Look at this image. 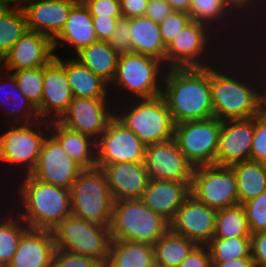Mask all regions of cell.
<instances>
[{"label": "cell", "instance_id": "obj_1", "mask_svg": "<svg viewBox=\"0 0 266 267\" xmlns=\"http://www.w3.org/2000/svg\"><path fill=\"white\" fill-rule=\"evenodd\" d=\"M210 87L214 117L220 121L259 115L262 79L254 60L243 48H231L210 65Z\"/></svg>", "mask_w": 266, "mask_h": 267}, {"label": "cell", "instance_id": "obj_2", "mask_svg": "<svg viewBox=\"0 0 266 267\" xmlns=\"http://www.w3.org/2000/svg\"><path fill=\"white\" fill-rule=\"evenodd\" d=\"M11 182L2 192L9 199V207L29 228L52 231L71 215L70 189L43 182L30 174Z\"/></svg>", "mask_w": 266, "mask_h": 267}, {"label": "cell", "instance_id": "obj_3", "mask_svg": "<svg viewBox=\"0 0 266 267\" xmlns=\"http://www.w3.org/2000/svg\"><path fill=\"white\" fill-rule=\"evenodd\" d=\"M162 96L175 124L214 117L210 66L167 69Z\"/></svg>", "mask_w": 266, "mask_h": 267}, {"label": "cell", "instance_id": "obj_4", "mask_svg": "<svg viewBox=\"0 0 266 267\" xmlns=\"http://www.w3.org/2000/svg\"><path fill=\"white\" fill-rule=\"evenodd\" d=\"M3 125L4 131L0 127V165L3 168L0 167V188L3 186L1 191L6 189V185H10L11 180L31 174L37 165L44 139L50 132L48 120Z\"/></svg>", "mask_w": 266, "mask_h": 267}, {"label": "cell", "instance_id": "obj_5", "mask_svg": "<svg viewBox=\"0 0 266 267\" xmlns=\"http://www.w3.org/2000/svg\"><path fill=\"white\" fill-rule=\"evenodd\" d=\"M167 67L155 58L138 53L120 54L115 76L109 84L115 103L162 95Z\"/></svg>", "mask_w": 266, "mask_h": 267}, {"label": "cell", "instance_id": "obj_6", "mask_svg": "<svg viewBox=\"0 0 266 267\" xmlns=\"http://www.w3.org/2000/svg\"><path fill=\"white\" fill-rule=\"evenodd\" d=\"M231 48L209 25L191 21L166 47V67H209L217 63Z\"/></svg>", "mask_w": 266, "mask_h": 267}, {"label": "cell", "instance_id": "obj_7", "mask_svg": "<svg viewBox=\"0 0 266 267\" xmlns=\"http://www.w3.org/2000/svg\"><path fill=\"white\" fill-rule=\"evenodd\" d=\"M115 117L146 146L174 138L175 123L162 95L115 103Z\"/></svg>", "mask_w": 266, "mask_h": 267}, {"label": "cell", "instance_id": "obj_8", "mask_svg": "<svg viewBox=\"0 0 266 267\" xmlns=\"http://www.w3.org/2000/svg\"><path fill=\"white\" fill-rule=\"evenodd\" d=\"M169 229L170 222L141 199L113 202L109 225L111 239L154 245Z\"/></svg>", "mask_w": 266, "mask_h": 267}, {"label": "cell", "instance_id": "obj_9", "mask_svg": "<svg viewBox=\"0 0 266 267\" xmlns=\"http://www.w3.org/2000/svg\"><path fill=\"white\" fill-rule=\"evenodd\" d=\"M71 214L85 221L110 225L113 198L100 168L84 169L71 189Z\"/></svg>", "mask_w": 266, "mask_h": 267}, {"label": "cell", "instance_id": "obj_10", "mask_svg": "<svg viewBox=\"0 0 266 267\" xmlns=\"http://www.w3.org/2000/svg\"><path fill=\"white\" fill-rule=\"evenodd\" d=\"M52 233L57 249L93 257L106 265L111 242L109 226L85 221L71 214Z\"/></svg>", "mask_w": 266, "mask_h": 267}, {"label": "cell", "instance_id": "obj_11", "mask_svg": "<svg viewBox=\"0 0 266 267\" xmlns=\"http://www.w3.org/2000/svg\"><path fill=\"white\" fill-rule=\"evenodd\" d=\"M221 121L216 117L175 124L174 139L194 166L215 165Z\"/></svg>", "mask_w": 266, "mask_h": 267}, {"label": "cell", "instance_id": "obj_12", "mask_svg": "<svg viewBox=\"0 0 266 267\" xmlns=\"http://www.w3.org/2000/svg\"><path fill=\"white\" fill-rule=\"evenodd\" d=\"M191 194L217 211L237 205L238 186L233 169L219 165L194 167Z\"/></svg>", "mask_w": 266, "mask_h": 267}, {"label": "cell", "instance_id": "obj_13", "mask_svg": "<svg viewBox=\"0 0 266 267\" xmlns=\"http://www.w3.org/2000/svg\"><path fill=\"white\" fill-rule=\"evenodd\" d=\"M114 117L115 102L112 98L73 97L57 121L97 141Z\"/></svg>", "mask_w": 266, "mask_h": 267}, {"label": "cell", "instance_id": "obj_14", "mask_svg": "<svg viewBox=\"0 0 266 267\" xmlns=\"http://www.w3.org/2000/svg\"><path fill=\"white\" fill-rule=\"evenodd\" d=\"M146 145L114 117L96 141V166L144 162Z\"/></svg>", "mask_w": 266, "mask_h": 267}, {"label": "cell", "instance_id": "obj_15", "mask_svg": "<svg viewBox=\"0 0 266 267\" xmlns=\"http://www.w3.org/2000/svg\"><path fill=\"white\" fill-rule=\"evenodd\" d=\"M83 170L49 132L44 139L37 165L30 175L43 182L71 189Z\"/></svg>", "mask_w": 266, "mask_h": 267}, {"label": "cell", "instance_id": "obj_16", "mask_svg": "<svg viewBox=\"0 0 266 267\" xmlns=\"http://www.w3.org/2000/svg\"><path fill=\"white\" fill-rule=\"evenodd\" d=\"M144 164L150 179L180 181L192 185L194 166L186 159L174 138L147 145Z\"/></svg>", "mask_w": 266, "mask_h": 267}, {"label": "cell", "instance_id": "obj_17", "mask_svg": "<svg viewBox=\"0 0 266 267\" xmlns=\"http://www.w3.org/2000/svg\"><path fill=\"white\" fill-rule=\"evenodd\" d=\"M189 15L192 21L209 25L232 48H242L248 40L250 31L221 0H191Z\"/></svg>", "mask_w": 266, "mask_h": 267}, {"label": "cell", "instance_id": "obj_18", "mask_svg": "<svg viewBox=\"0 0 266 267\" xmlns=\"http://www.w3.org/2000/svg\"><path fill=\"white\" fill-rule=\"evenodd\" d=\"M217 210L190 194L170 221V229L197 245H206L215 232Z\"/></svg>", "mask_w": 266, "mask_h": 267}, {"label": "cell", "instance_id": "obj_19", "mask_svg": "<svg viewBox=\"0 0 266 267\" xmlns=\"http://www.w3.org/2000/svg\"><path fill=\"white\" fill-rule=\"evenodd\" d=\"M254 117L221 121L215 165L232 166L251 160Z\"/></svg>", "mask_w": 266, "mask_h": 267}, {"label": "cell", "instance_id": "obj_20", "mask_svg": "<svg viewBox=\"0 0 266 267\" xmlns=\"http://www.w3.org/2000/svg\"><path fill=\"white\" fill-rule=\"evenodd\" d=\"M55 57L53 40L39 32L28 30L0 61L9 72L44 67Z\"/></svg>", "mask_w": 266, "mask_h": 267}, {"label": "cell", "instance_id": "obj_21", "mask_svg": "<svg viewBox=\"0 0 266 267\" xmlns=\"http://www.w3.org/2000/svg\"><path fill=\"white\" fill-rule=\"evenodd\" d=\"M22 7L28 30L52 40L62 31L72 8L80 0H17Z\"/></svg>", "mask_w": 266, "mask_h": 267}, {"label": "cell", "instance_id": "obj_22", "mask_svg": "<svg viewBox=\"0 0 266 267\" xmlns=\"http://www.w3.org/2000/svg\"><path fill=\"white\" fill-rule=\"evenodd\" d=\"M64 66L54 57L44 66V88L38 114L41 120H58L73 99Z\"/></svg>", "mask_w": 266, "mask_h": 267}, {"label": "cell", "instance_id": "obj_23", "mask_svg": "<svg viewBox=\"0 0 266 267\" xmlns=\"http://www.w3.org/2000/svg\"><path fill=\"white\" fill-rule=\"evenodd\" d=\"M96 41H98V39L92 15L89 9L80 0L70 11L62 31L53 39L55 55L63 56L65 52H67V54H65L67 57H74L86 46ZM59 48H62V50L59 51Z\"/></svg>", "mask_w": 266, "mask_h": 267}, {"label": "cell", "instance_id": "obj_24", "mask_svg": "<svg viewBox=\"0 0 266 267\" xmlns=\"http://www.w3.org/2000/svg\"><path fill=\"white\" fill-rule=\"evenodd\" d=\"M96 167L104 172L114 201L142 198L150 179L144 162H121Z\"/></svg>", "mask_w": 266, "mask_h": 267}, {"label": "cell", "instance_id": "obj_25", "mask_svg": "<svg viewBox=\"0 0 266 267\" xmlns=\"http://www.w3.org/2000/svg\"><path fill=\"white\" fill-rule=\"evenodd\" d=\"M0 110L2 124H28L40 119L38 110L23 95L12 72L0 66ZM0 111V112H1ZM5 121V122H4ZM4 122V123H3Z\"/></svg>", "mask_w": 266, "mask_h": 267}, {"label": "cell", "instance_id": "obj_26", "mask_svg": "<svg viewBox=\"0 0 266 267\" xmlns=\"http://www.w3.org/2000/svg\"><path fill=\"white\" fill-rule=\"evenodd\" d=\"M55 250L52 231L28 228L7 267H51Z\"/></svg>", "mask_w": 266, "mask_h": 267}, {"label": "cell", "instance_id": "obj_27", "mask_svg": "<svg viewBox=\"0 0 266 267\" xmlns=\"http://www.w3.org/2000/svg\"><path fill=\"white\" fill-rule=\"evenodd\" d=\"M190 194L187 182L149 179L141 200L170 222Z\"/></svg>", "mask_w": 266, "mask_h": 267}, {"label": "cell", "instance_id": "obj_28", "mask_svg": "<svg viewBox=\"0 0 266 267\" xmlns=\"http://www.w3.org/2000/svg\"><path fill=\"white\" fill-rule=\"evenodd\" d=\"M64 66L74 97L112 98L109 84L74 57L55 55Z\"/></svg>", "mask_w": 266, "mask_h": 267}, {"label": "cell", "instance_id": "obj_29", "mask_svg": "<svg viewBox=\"0 0 266 267\" xmlns=\"http://www.w3.org/2000/svg\"><path fill=\"white\" fill-rule=\"evenodd\" d=\"M50 133L60 142L66 153L83 169L96 168V141L73 131L57 120L50 121Z\"/></svg>", "mask_w": 266, "mask_h": 267}, {"label": "cell", "instance_id": "obj_30", "mask_svg": "<svg viewBox=\"0 0 266 267\" xmlns=\"http://www.w3.org/2000/svg\"><path fill=\"white\" fill-rule=\"evenodd\" d=\"M132 52L155 58L166 66V46L161 38L160 25L141 16L130 19Z\"/></svg>", "mask_w": 266, "mask_h": 267}, {"label": "cell", "instance_id": "obj_31", "mask_svg": "<svg viewBox=\"0 0 266 267\" xmlns=\"http://www.w3.org/2000/svg\"><path fill=\"white\" fill-rule=\"evenodd\" d=\"M154 262L153 245L111 239L104 267H152Z\"/></svg>", "mask_w": 266, "mask_h": 267}, {"label": "cell", "instance_id": "obj_32", "mask_svg": "<svg viewBox=\"0 0 266 267\" xmlns=\"http://www.w3.org/2000/svg\"><path fill=\"white\" fill-rule=\"evenodd\" d=\"M119 53L107 41H96L78 52L74 58L110 84L115 76Z\"/></svg>", "mask_w": 266, "mask_h": 267}, {"label": "cell", "instance_id": "obj_33", "mask_svg": "<svg viewBox=\"0 0 266 267\" xmlns=\"http://www.w3.org/2000/svg\"><path fill=\"white\" fill-rule=\"evenodd\" d=\"M237 179L238 204L266 191V164L247 160L230 166Z\"/></svg>", "mask_w": 266, "mask_h": 267}, {"label": "cell", "instance_id": "obj_34", "mask_svg": "<svg viewBox=\"0 0 266 267\" xmlns=\"http://www.w3.org/2000/svg\"><path fill=\"white\" fill-rule=\"evenodd\" d=\"M27 31L26 15L17 0L0 6V61Z\"/></svg>", "mask_w": 266, "mask_h": 267}, {"label": "cell", "instance_id": "obj_35", "mask_svg": "<svg viewBox=\"0 0 266 267\" xmlns=\"http://www.w3.org/2000/svg\"><path fill=\"white\" fill-rule=\"evenodd\" d=\"M197 244L169 229L154 245L155 262L179 267Z\"/></svg>", "mask_w": 266, "mask_h": 267}, {"label": "cell", "instance_id": "obj_36", "mask_svg": "<svg viewBox=\"0 0 266 267\" xmlns=\"http://www.w3.org/2000/svg\"><path fill=\"white\" fill-rule=\"evenodd\" d=\"M28 225L9 207L0 216V267H7Z\"/></svg>", "mask_w": 266, "mask_h": 267}, {"label": "cell", "instance_id": "obj_37", "mask_svg": "<svg viewBox=\"0 0 266 267\" xmlns=\"http://www.w3.org/2000/svg\"><path fill=\"white\" fill-rule=\"evenodd\" d=\"M251 237L246 214L242 204L217 211L213 238Z\"/></svg>", "mask_w": 266, "mask_h": 267}, {"label": "cell", "instance_id": "obj_38", "mask_svg": "<svg viewBox=\"0 0 266 267\" xmlns=\"http://www.w3.org/2000/svg\"><path fill=\"white\" fill-rule=\"evenodd\" d=\"M212 262L251 256V237L212 238L207 244Z\"/></svg>", "mask_w": 266, "mask_h": 267}, {"label": "cell", "instance_id": "obj_39", "mask_svg": "<svg viewBox=\"0 0 266 267\" xmlns=\"http://www.w3.org/2000/svg\"><path fill=\"white\" fill-rule=\"evenodd\" d=\"M23 95L38 110L44 88V67L21 69L12 72Z\"/></svg>", "mask_w": 266, "mask_h": 267}, {"label": "cell", "instance_id": "obj_40", "mask_svg": "<svg viewBox=\"0 0 266 267\" xmlns=\"http://www.w3.org/2000/svg\"><path fill=\"white\" fill-rule=\"evenodd\" d=\"M228 10L249 30H259L258 0H221Z\"/></svg>", "mask_w": 266, "mask_h": 267}, {"label": "cell", "instance_id": "obj_41", "mask_svg": "<svg viewBox=\"0 0 266 267\" xmlns=\"http://www.w3.org/2000/svg\"><path fill=\"white\" fill-rule=\"evenodd\" d=\"M242 48L257 65L262 79L261 89H266V36L258 30L250 31L248 40Z\"/></svg>", "mask_w": 266, "mask_h": 267}, {"label": "cell", "instance_id": "obj_42", "mask_svg": "<svg viewBox=\"0 0 266 267\" xmlns=\"http://www.w3.org/2000/svg\"><path fill=\"white\" fill-rule=\"evenodd\" d=\"M251 234L266 231V191L242 204Z\"/></svg>", "mask_w": 266, "mask_h": 267}, {"label": "cell", "instance_id": "obj_43", "mask_svg": "<svg viewBox=\"0 0 266 267\" xmlns=\"http://www.w3.org/2000/svg\"><path fill=\"white\" fill-rule=\"evenodd\" d=\"M192 21L189 13L182 11L171 12L159 25L161 38L167 47L174 38Z\"/></svg>", "mask_w": 266, "mask_h": 267}, {"label": "cell", "instance_id": "obj_44", "mask_svg": "<svg viewBox=\"0 0 266 267\" xmlns=\"http://www.w3.org/2000/svg\"><path fill=\"white\" fill-rule=\"evenodd\" d=\"M51 267H104V265L93 257L56 248Z\"/></svg>", "mask_w": 266, "mask_h": 267}, {"label": "cell", "instance_id": "obj_45", "mask_svg": "<svg viewBox=\"0 0 266 267\" xmlns=\"http://www.w3.org/2000/svg\"><path fill=\"white\" fill-rule=\"evenodd\" d=\"M130 19L120 18L116 25V30L111 35L108 44L112 50L119 54L132 53Z\"/></svg>", "mask_w": 266, "mask_h": 267}, {"label": "cell", "instance_id": "obj_46", "mask_svg": "<svg viewBox=\"0 0 266 267\" xmlns=\"http://www.w3.org/2000/svg\"><path fill=\"white\" fill-rule=\"evenodd\" d=\"M251 160L266 164V121L259 115L254 116Z\"/></svg>", "mask_w": 266, "mask_h": 267}, {"label": "cell", "instance_id": "obj_47", "mask_svg": "<svg viewBox=\"0 0 266 267\" xmlns=\"http://www.w3.org/2000/svg\"><path fill=\"white\" fill-rule=\"evenodd\" d=\"M92 17H122L120 0H81Z\"/></svg>", "mask_w": 266, "mask_h": 267}, {"label": "cell", "instance_id": "obj_48", "mask_svg": "<svg viewBox=\"0 0 266 267\" xmlns=\"http://www.w3.org/2000/svg\"><path fill=\"white\" fill-rule=\"evenodd\" d=\"M179 267H212L207 245H196Z\"/></svg>", "mask_w": 266, "mask_h": 267}, {"label": "cell", "instance_id": "obj_49", "mask_svg": "<svg viewBox=\"0 0 266 267\" xmlns=\"http://www.w3.org/2000/svg\"><path fill=\"white\" fill-rule=\"evenodd\" d=\"M251 256L254 267H266V231L251 234Z\"/></svg>", "mask_w": 266, "mask_h": 267}, {"label": "cell", "instance_id": "obj_50", "mask_svg": "<svg viewBox=\"0 0 266 267\" xmlns=\"http://www.w3.org/2000/svg\"><path fill=\"white\" fill-rule=\"evenodd\" d=\"M122 17H92L98 41H109Z\"/></svg>", "mask_w": 266, "mask_h": 267}, {"label": "cell", "instance_id": "obj_51", "mask_svg": "<svg viewBox=\"0 0 266 267\" xmlns=\"http://www.w3.org/2000/svg\"><path fill=\"white\" fill-rule=\"evenodd\" d=\"M171 12V6L164 0H148L144 16L160 24Z\"/></svg>", "mask_w": 266, "mask_h": 267}, {"label": "cell", "instance_id": "obj_52", "mask_svg": "<svg viewBox=\"0 0 266 267\" xmlns=\"http://www.w3.org/2000/svg\"><path fill=\"white\" fill-rule=\"evenodd\" d=\"M148 0H120L123 18H136L145 15Z\"/></svg>", "mask_w": 266, "mask_h": 267}, {"label": "cell", "instance_id": "obj_53", "mask_svg": "<svg viewBox=\"0 0 266 267\" xmlns=\"http://www.w3.org/2000/svg\"><path fill=\"white\" fill-rule=\"evenodd\" d=\"M212 267H254V263L252 257H243L226 262H212Z\"/></svg>", "mask_w": 266, "mask_h": 267}, {"label": "cell", "instance_id": "obj_54", "mask_svg": "<svg viewBox=\"0 0 266 267\" xmlns=\"http://www.w3.org/2000/svg\"><path fill=\"white\" fill-rule=\"evenodd\" d=\"M169 4L173 11H182L189 13L191 7V0H164Z\"/></svg>", "mask_w": 266, "mask_h": 267}, {"label": "cell", "instance_id": "obj_55", "mask_svg": "<svg viewBox=\"0 0 266 267\" xmlns=\"http://www.w3.org/2000/svg\"><path fill=\"white\" fill-rule=\"evenodd\" d=\"M259 116L266 121V89H261L260 91Z\"/></svg>", "mask_w": 266, "mask_h": 267}, {"label": "cell", "instance_id": "obj_56", "mask_svg": "<svg viewBox=\"0 0 266 267\" xmlns=\"http://www.w3.org/2000/svg\"><path fill=\"white\" fill-rule=\"evenodd\" d=\"M258 7H259V28H261L266 19V0H258Z\"/></svg>", "mask_w": 266, "mask_h": 267}, {"label": "cell", "instance_id": "obj_57", "mask_svg": "<svg viewBox=\"0 0 266 267\" xmlns=\"http://www.w3.org/2000/svg\"><path fill=\"white\" fill-rule=\"evenodd\" d=\"M3 194L4 193H2V191H0V200H1L0 201V216L9 208V207H7V206H9L8 199H6L7 196L6 195L4 196ZM2 198H3V200H2Z\"/></svg>", "mask_w": 266, "mask_h": 267}, {"label": "cell", "instance_id": "obj_58", "mask_svg": "<svg viewBox=\"0 0 266 267\" xmlns=\"http://www.w3.org/2000/svg\"><path fill=\"white\" fill-rule=\"evenodd\" d=\"M264 27V28H263ZM263 29V30H262ZM261 34H263L264 36H266V19L263 23V25L261 26V28H259L258 30Z\"/></svg>", "mask_w": 266, "mask_h": 267}, {"label": "cell", "instance_id": "obj_59", "mask_svg": "<svg viewBox=\"0 0 266 267\" xmlns=\"http://www.w3.org/2000/svg\"><path fill=\"white\" fill-rule=\"evenodd\" d=\"M14 1H16V0H0V6H5L8 4H11Z\"/></svg>", "mask_w": 266, "mask_h": 267}, {"label": "cell", "instance_id": "obj_60", "mask_svg": "<svg viewBox=\"0 0 266 267\" xmlns=\"http://www.w3.org/2000/svg\"><path fill=\"white\" fill-rule=\"evenodd\" d=\"M152 267H168V266L154 262Z\"/></svg>", "mask_w": 266, "mask_h": 267}]
</instances>
